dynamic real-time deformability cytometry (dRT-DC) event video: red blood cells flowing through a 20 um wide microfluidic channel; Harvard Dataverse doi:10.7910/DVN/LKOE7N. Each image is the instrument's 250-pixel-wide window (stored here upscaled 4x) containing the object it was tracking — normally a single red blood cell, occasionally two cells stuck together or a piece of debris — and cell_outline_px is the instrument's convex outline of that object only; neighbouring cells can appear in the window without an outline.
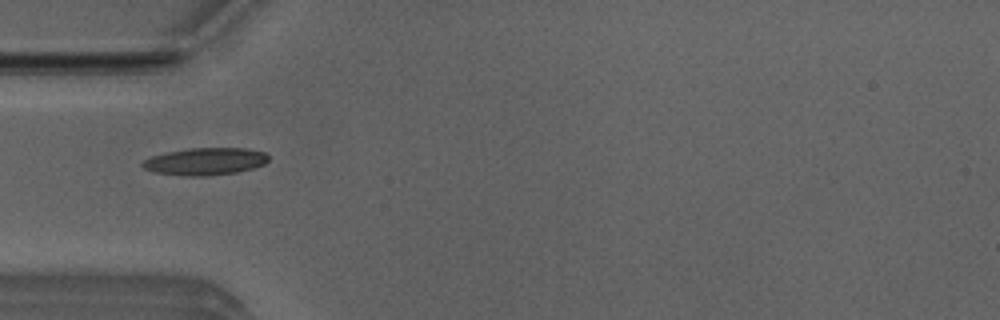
{"species": "Egyptian fruit bat (a non-hibernating species)", "species_latin": "Rousettus aegyptiacus", "temperature_condition": "room temperature", "stored_images_in_passage": 6, "camera_frame_rate_fps": 3000, "um_per_image_px": 0.085, "animal": {"sex": "male"}, "frame": {"image": 1, "passage_image": 3, "time_ms": 0.667, "image_size_px": [1000, 320], "cell_outline_px": [[268, 160], [264, 164], [252, 168], [236, 172], [208, 176], [184, 176], [156, 172], [144, 168], [140, 164], [144, 160], [152, 156], [164, 152], [188, 148], [248, 148], [264, 152], [268, 156]], "centroid_in_image_um": [17.43, 13.71], "position_along_channel_um": 67.6, "area_um2": 20.06}}
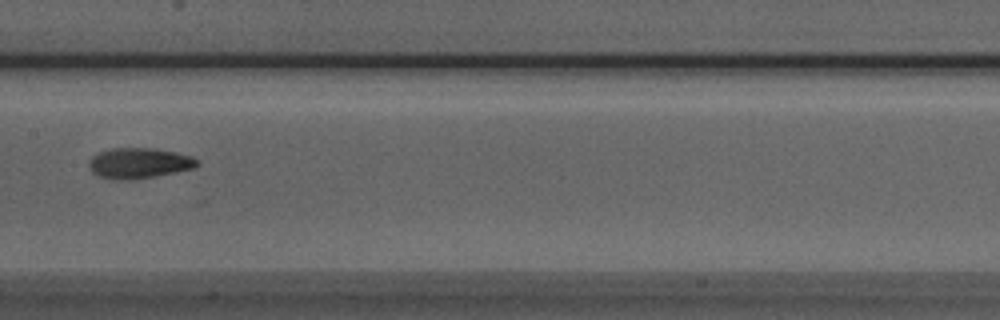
{"frame": {"image": 2, "passage_image": 6, "time_ms": 1.667, "image_size_px": [1000, 320], "cell_outline_px": [[200, 164], [192, 168], [156, 176], [132, 180], [112, 180], [100, 176], [92, 172], [88, 168], [88, 160], [92, 156], [100, 152], [112, 148], [156, 148], [176, 152], [192, 156], [200, 160]], "centroid_in_image_um": [11.81, 13.87], "position_along_channel_um": 195.6, "area_um2": 19.48}}